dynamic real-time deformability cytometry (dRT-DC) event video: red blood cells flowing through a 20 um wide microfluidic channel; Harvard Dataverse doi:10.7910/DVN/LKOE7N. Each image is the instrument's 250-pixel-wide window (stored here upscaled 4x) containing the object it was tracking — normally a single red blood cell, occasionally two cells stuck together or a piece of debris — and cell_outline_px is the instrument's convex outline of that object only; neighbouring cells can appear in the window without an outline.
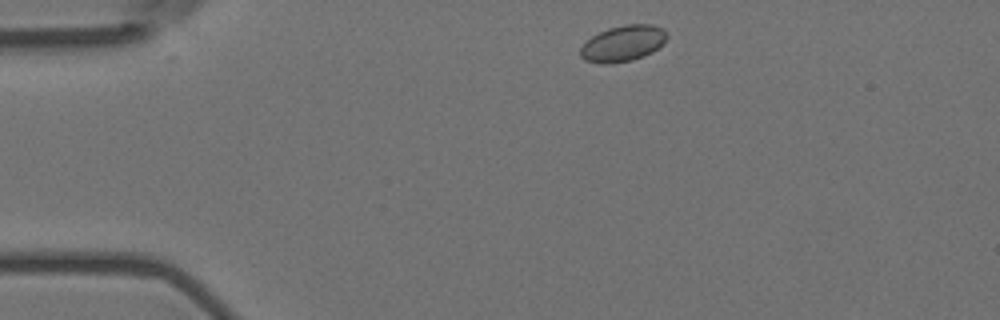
{"species": "Egyptian fruit bat (a non-hibernating species)", "species_latin": "Rousettus aegyptiacus", "temperature_condition": "room temperature", "stored_images_in_passage": 6, "camera_frame_rate_fps": 3000, "um_per_image_px": 0.085, "animal": {"sex": "female"}, "frame": {"image": 1, "passage_image": 2, "time_ms": 0.333, "image_size_px": [1000, 320], "cell_outline_px": [[668, 36], [652, 52], [644, 56], [632, 60], [612, 64], [600, 64], [584, 60], [580, 56], [580, 48], [592, 36], [608, 28], [624, 24], [652, 24], [668, 32]], "centroid_in_image_um": [52.93, 3.7], "position_along_channel_um": 32.1, "area_um2": 18.15}}